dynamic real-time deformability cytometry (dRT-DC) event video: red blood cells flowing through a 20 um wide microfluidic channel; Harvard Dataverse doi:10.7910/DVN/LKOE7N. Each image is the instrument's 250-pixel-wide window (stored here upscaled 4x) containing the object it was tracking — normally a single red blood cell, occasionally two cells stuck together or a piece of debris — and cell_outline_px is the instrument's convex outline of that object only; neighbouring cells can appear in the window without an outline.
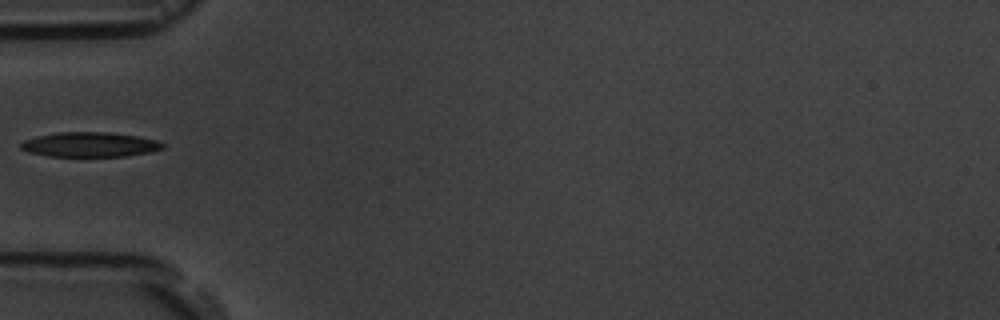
{"species": "common noctule bat (a hibernating species)", "species_latin": "Nyctalus noctula", "temperature_condition": "room temperature", "stored_images_in_passage": 4, "camera_frame_rate_fps": 3000, "um_per_image_px": 0.085, "animal": {"sex": "male", "body_mass_g": 19.5, "forearm_length_mm": 54.6}, "frame": {"image": 1, "passage_image": 4, "time_ms": 3.333, "image_size_px": [1000, 320], "cell_outline_px": [[164, 148], [148, 152], [124, 156], [48, 156], [28, 152], [20, 148], [20, 144], [24, 140], [36, 136], [60, 132], [108, 132], [136, 136], [156, 140], [164, 144]], "centroid_in_image_um": [7.6, 12.28], "position_along_channel_um": 77.4, "area_um2": 20.29}}